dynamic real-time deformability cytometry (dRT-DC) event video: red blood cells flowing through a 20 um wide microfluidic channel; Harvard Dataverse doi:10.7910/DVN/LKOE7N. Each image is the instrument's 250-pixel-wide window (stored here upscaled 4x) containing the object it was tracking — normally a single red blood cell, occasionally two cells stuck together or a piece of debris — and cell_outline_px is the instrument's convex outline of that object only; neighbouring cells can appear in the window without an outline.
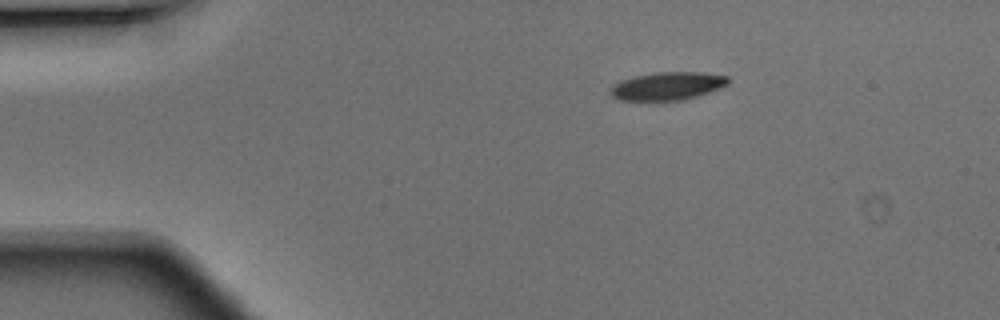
{"species": "Egyptian fruit bat (a non-hibernating species)", "species_latin": "Rousettus aegyptiacus", "temperature_condition": "warm", "stored_images_in_passage": 4, "camera_frame_rate_fps": 3000, "um_per_image_px": 0.085, "animal": {"sex": "male"}, "frame": {"image": 1, "passage_image": 2, "time_ms": 0.333, "image_size_px": [1000, 320], "cell_outline_px": [[284, 268], [264, 276], [260, 276], [248, 272], [236, 232], [240, 224], [260, 224], [280, 252], [284, 264]], "centroid_in_image_um": [22.0, 21.28], "position_along_channel_um": 63.0, "area_um2": 12.08}}